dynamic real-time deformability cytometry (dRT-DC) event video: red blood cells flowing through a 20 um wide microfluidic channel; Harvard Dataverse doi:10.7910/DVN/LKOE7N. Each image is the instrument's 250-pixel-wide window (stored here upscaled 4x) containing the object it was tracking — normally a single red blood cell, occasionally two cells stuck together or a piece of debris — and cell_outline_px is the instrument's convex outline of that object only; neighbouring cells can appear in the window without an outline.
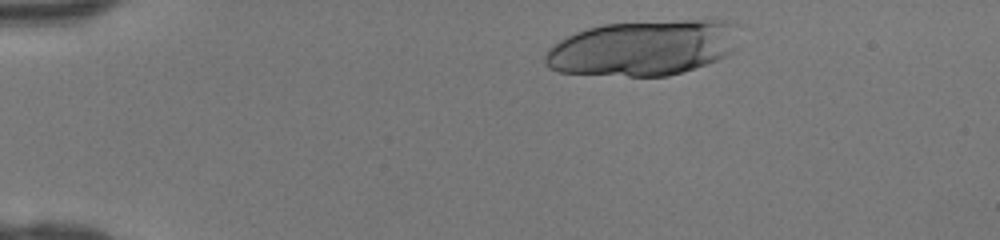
{"species": "human", "species_latin": "Homo sapiens", "temperature_condition": "room temperature", "stored_images_in_passage": 35, "camera_frame_rate_fps": 3000, "um_per_image_px": 0.085, "donor": {"sex": "female"}, "frame": {"image": 1, "passage_image": 2, "time_ms": 0.333, "image_size_px": [1000, 240], "cell_outline_px": [[736, 52], [716, 60], [668, 76], [628, 76], [560, 72], [548, 68], [544, 64], [544, 56], [548, 48], [552, 44], [576, 32], [588, 28], [604, 24], [680, 20], [724, 20], [736, 24]], "centroid_in_image_um": [54.65, 4.07], "position_along_channel_um": 30.3, "area_um2": 62.6}}
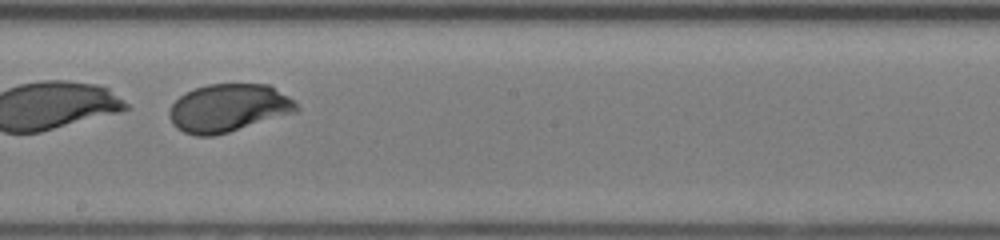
{"frame": {"image": 2, "passage_image": 21, "time_ms": 6.667, "image_size_px": [1000, 240], "cell_outline_px": [[300, 108], [296, 112], [228, 132], [212, 136], [196, 136], [184, 132], [176, 128], [172, 124], [168, 116], [168, 112], [172, 104], [184, 92], [208, 84], [268, 84], [288, 96]], "centroid_in_image_um": [19.38, 9.18], "position_along_channel_um": 228.8, "area_um2": 35.43}}
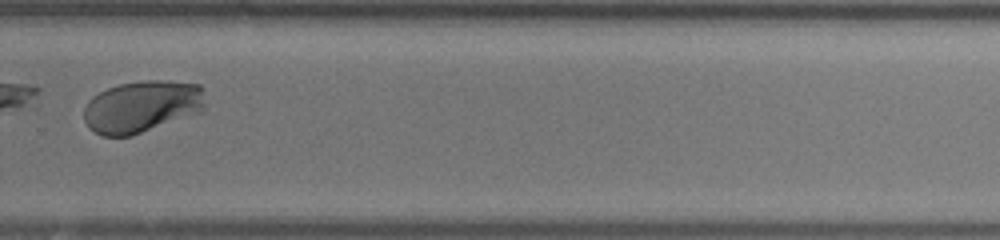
{"frame": {"image": 3, "passage_image": 27, "time_ms": 8.667, "image_size_px": [1000, 240], "cell_outline_px": [[204, 88], [200, 112], [132, 136], [104, 136], [88, 128], [84, 120], [84, 108], [88, 100], [92, 96], [108, 88], [120, 84], [144, 80], [164, 80], [200, 84]], "centroid_in_image_um": [12.02, 9.05], "position_along_channel_um": 317.8, "area_um2": 36.65}}